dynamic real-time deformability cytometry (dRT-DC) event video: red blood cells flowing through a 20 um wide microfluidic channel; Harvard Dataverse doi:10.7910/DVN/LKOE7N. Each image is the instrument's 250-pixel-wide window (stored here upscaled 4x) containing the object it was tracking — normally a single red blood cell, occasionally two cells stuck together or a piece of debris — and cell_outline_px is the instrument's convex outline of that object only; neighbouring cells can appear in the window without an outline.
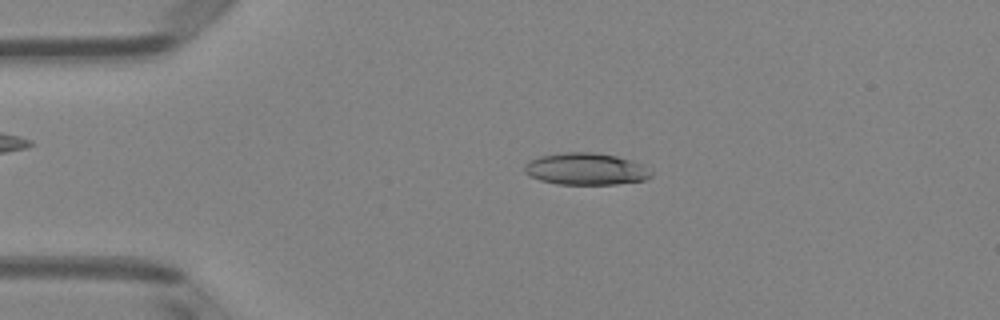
{"species": "Egyptian fruit bat (a non-hibernating species)", "species_latin": "Rousettus aegyptiacus", "temperature_condition": "room temperature", "stored_images_in_passage": 49, "camera_frame_rate_fps": 3000, "um_per_image_px": 0.085, "animal": {"sex": "female"}, "frame": {"image": 1, "passage_image": 10, "time_ms": 3.0, "image_size_px": [1000, 320], "cell_outline_px": [[652, 176], [644, 180], [616, 184], [556, 184], [540, 180], [528, 176], [524, 172], [524, 164], [528, 160], [540, 156], [564, 152], [596, 152], [616, 156], [632, 160], [640, 164], [652, 172]], "centroid_in_image_um": [49.75, 14.36], "position_along_channel_um": 35.2, "area_um2": 23.7}}
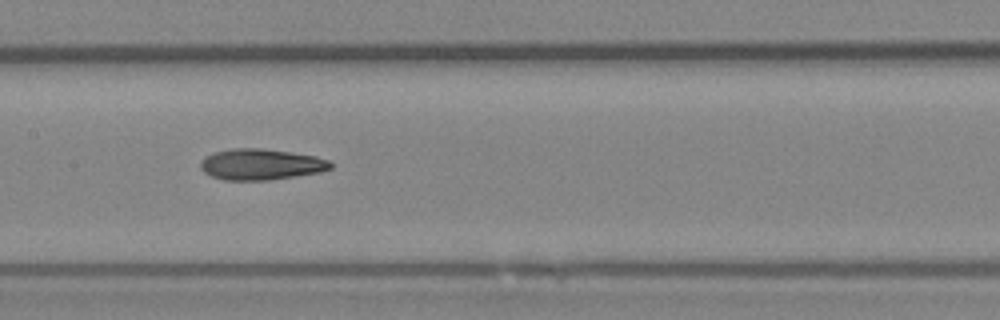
{"frame": {"image": 2, "passage_image": 24, "time_ms": 7.667, "image_size_px": [1000, 320], "cell_outline_px": [[332, 168], [320, 172], [268, 180], [224, 180], [212, 176], [204, 172], [200, 168], [200, 160], [204, 156], [212, 152], [232, 148], [260, 148], [316, 156], [328, 160], [332, 164]], "centroid_in_image_um": [22.13, 13.96], "position_along_channel_um": 185.3, "area_um2": 23.52}}
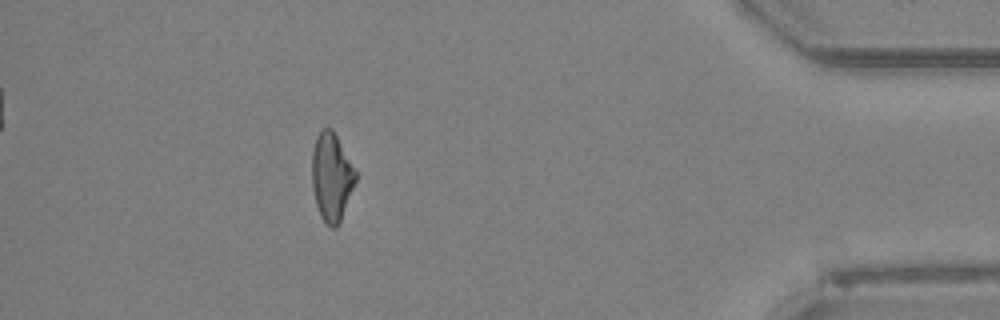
{"frame": {"image": 3, "passage_image": 44, "time_ms": 14.333, "image_size_px": [1000, 320], "cell_outline_px": [[356, 180], [340, 220], [336, 228], [332, 228], [320, 216], [316, 204], [312, 188], [312, 152], [316, 136], [320, 128], [332, 128], [356, 168]], "centroid_in_image_um": [28.17, 14.98], "position_along_channel_um": 407.0, "area_um2": 22.43}, "authors_computed_cell_mechanics": {"area_um2": 23.409, "velocity_mm_per_s": 4.0702, "shape_relaxation_time_tau1_ms": 10.7926, "shape_relaxation_time_tau2_ms": 4.8982, "deformation_change_tau1": 0.2396, "deformation_change_tau2": 0.1633}}